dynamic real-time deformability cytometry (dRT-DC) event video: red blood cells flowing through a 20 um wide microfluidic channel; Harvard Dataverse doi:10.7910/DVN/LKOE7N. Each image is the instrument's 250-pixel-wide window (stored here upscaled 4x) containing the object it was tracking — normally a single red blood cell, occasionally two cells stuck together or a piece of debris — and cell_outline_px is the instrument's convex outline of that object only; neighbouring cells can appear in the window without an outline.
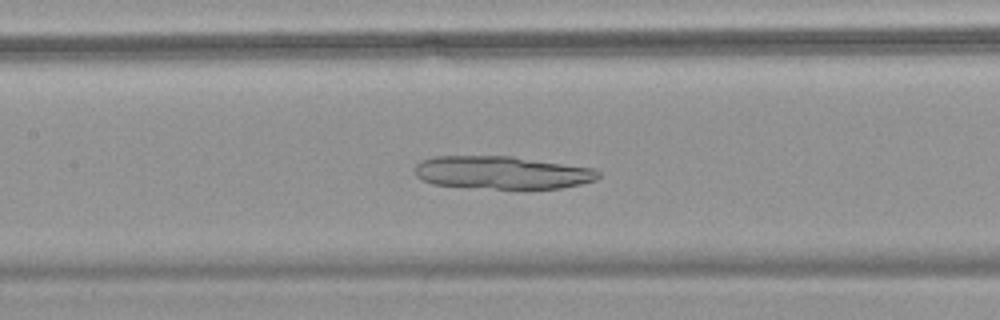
{"species": "common noctule bat (a hibernating species)", "species_latin": "Nyctalus noctula", "temperature_condition": "warm", "stored_images_in_passage": 38, "camera_frame_rate_fps": 3000, "um_per_image_px": 0.085, "animal": {"sex": "female", "body_mass_g": 18.4}, "frame": {"image": 1, "passage_image": 9, "time_ms": 2.667, "image_size_px": [1000, 320], "cell_outline_px": [[600, 176], [596, 180], [580, 184], [560, 188], [496, 188], [432, 184], [416, 176], [416, 164], [420, 160], [432, 156], [512, 156], [596, 168], [600, 172]], "centroid_in_image_um": [42.7, 14.65], "position_along_channel_um": 164.7, "area_um2": 35.03}}
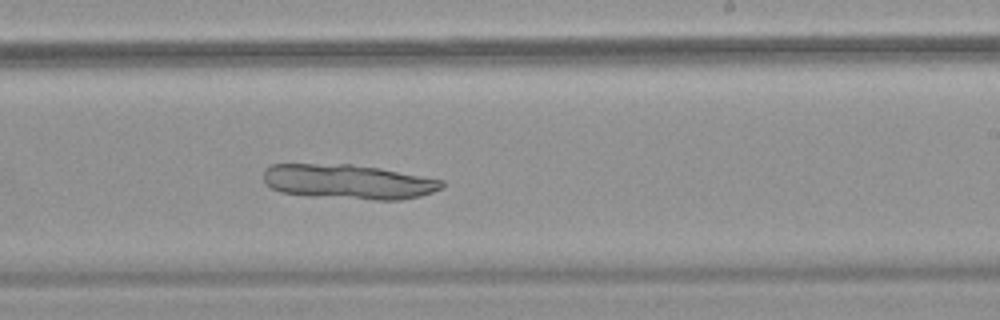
{"frame": {"image": 2, "passage_image": 17, "time_ms": 5.333, "image_size_px": [1000, 320], "cell_outline_px": [[444, 184], [440, 188], [432, 192], [420, 196], [400, 200], [376, 200], [308, 196], [280, 192], [272, 188], [264, 180], [264, 168], [272, 164], [352, 164], [380, 168], [444, 180]], "centroid_in_image_um": [29.6, 15.45], "position_along_channel_um": 259.4, "area_um2": 36.18}}
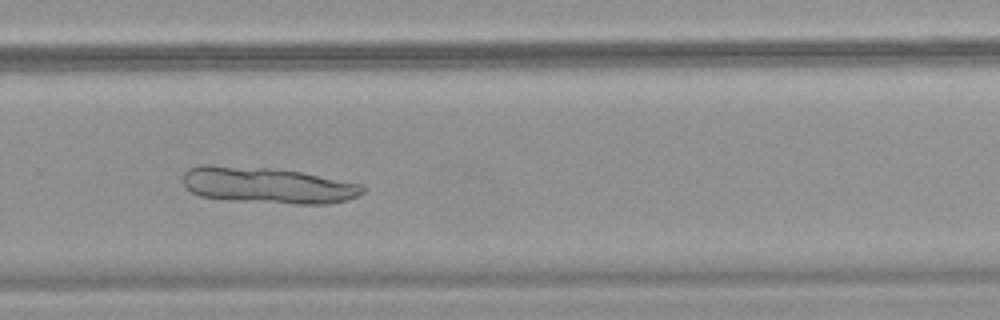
{"frame": {"image": 3, "passage_image": 21, "time_ms": 6.667, "image_size_px": [1000, 320], "cell_outline_px": [[364, 192], [348, 200], [328, 204], [296, 204], [228, 200], [200, 196], [192, 192], [184, 184], [184, 172], [188, 168], [200, 164], [212, 164], [268, 168], [300, 172], [364, 184]], "centroid_in_image_um": [22.74, 15.75], "position_along_channel_um": 307.1, "area_um2": 38.09}}